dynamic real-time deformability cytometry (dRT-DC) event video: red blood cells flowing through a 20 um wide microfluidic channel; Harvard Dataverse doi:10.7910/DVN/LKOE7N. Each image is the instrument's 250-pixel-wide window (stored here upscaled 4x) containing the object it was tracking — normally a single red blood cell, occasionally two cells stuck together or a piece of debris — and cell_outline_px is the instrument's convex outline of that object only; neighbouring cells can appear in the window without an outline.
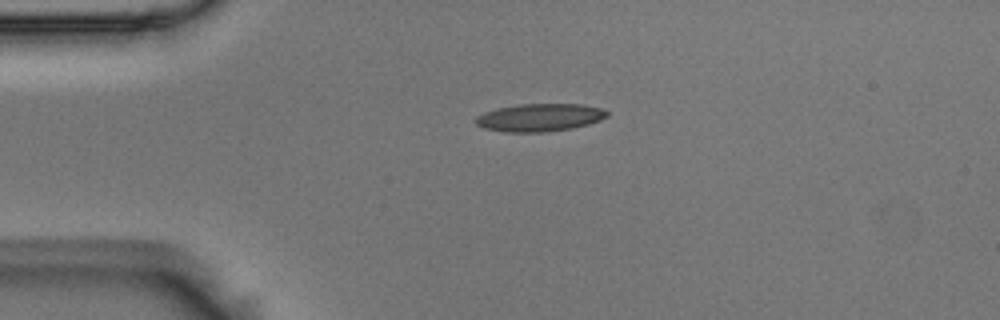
{"species": "Egyptian fruit bat (a non-hibernating species)", "species_latin": "Rousettus aegyptiacus", "temperature_condition": "room temperature", "stored_images_in_passage": 3, "camera_frame_rate_fps": 3000, "um_per_image_px": 0.085, "animal": {"sex": "male"}, "frame": {"image": 1, "passage_image": 1, "time_ms": 0.0, "image_size_px": [1000, 320], "cell_outline_px": [[608, 116], [600, 120], [588, 124], [572, 128], [544, 132], [504, 132], [484, 128], [476, 124], [472, 120], [476, 116], [484, 112], [496, 108], [520, 104], [584, 104], [600, 108], [608, 112]], "centroid_in_image_um": [45.83, 9.98], "position_along_channel_um": 39.2, "area_um2": 21.39}}
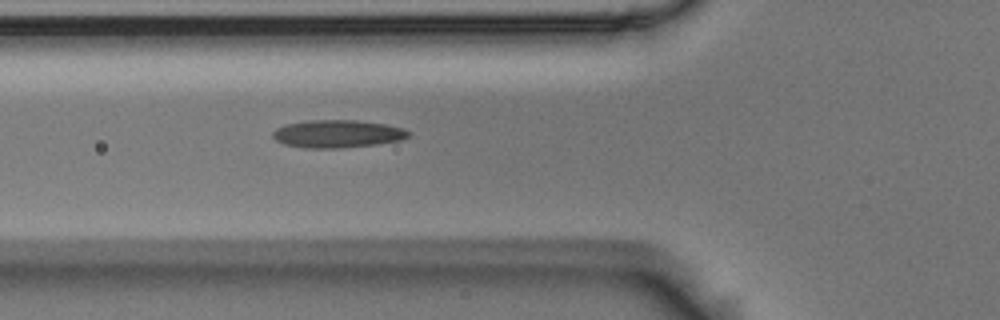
{"frame": {"image": 2, "passage_image": 3, "time_ms": 0.667, "image_size_px": [1000, 320], "cell_outline_px": [[412, 132], [408, 136], [400, 140], [376, 144], [340, 148], [304, 148], [284, 144], [276, 140], [272, 136], [272, 132], [276, 128], [284, 124], [308, 120], [356, 120], [388, 124], [404, 128]], "centroid_in_image_um": [28.68, 11.36], "position_along_channel_um": 97.1, "area_um2": 22.14}}